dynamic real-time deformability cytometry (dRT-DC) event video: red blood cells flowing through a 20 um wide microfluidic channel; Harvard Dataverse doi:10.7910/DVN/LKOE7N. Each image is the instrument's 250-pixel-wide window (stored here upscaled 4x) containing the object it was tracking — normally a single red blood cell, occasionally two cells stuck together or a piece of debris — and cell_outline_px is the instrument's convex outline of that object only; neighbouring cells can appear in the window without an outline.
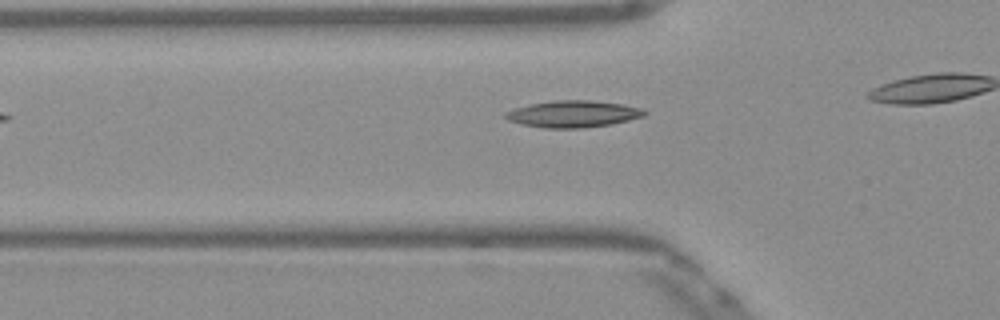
{"species": "Egyptian fruit bat (a non-hibernating species)", "species_latin": "Rousettus aegyptiacus", "temperature_condition": "warm", "stored_images_in_passage": 27, "camera_frame_rate_fps": 3000, "um_per_image_px": 0.085, "frame": {"image": 1, "passage_image": 3, "time_ms": 0.667, "image_size_px": [1000, 320], "cell_outline_px": [[648, 112], [644, 116], [612, 124], [580, 128], [544, 128], [520, 124], [508, 120], [504, 116], [504, 112], [528, 104], [556, 100], [592, 100], [620, 104], [644, 108]], "centroid_in_image_um": [48.71, 9.68], "position_along_channel_um": 77.1, "area_um2": 21.73}}
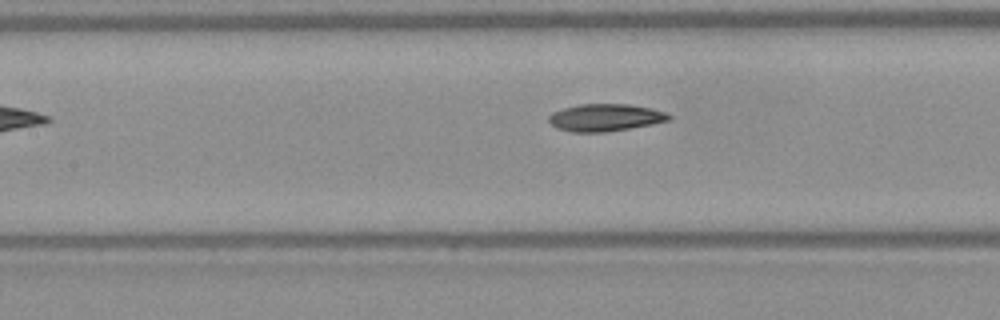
{"frame": {"image": 2, "passage_image": 9, "time_ms": 2.667, "image_size_px": [1000, 320], "cell_outline_px": [[672, 116], [668, 120], [652, 124], [604, 132], [568, 132], [556, 128], [548, 120], [548, 116], [552, 112], [564, 108], [580, 104], [628, 104], [652, 108], [664, 112]], "centroid_in_image_um": [51.4, 9.99], "position_along_channel_um": 156.0, "area_um2": 19.02}}
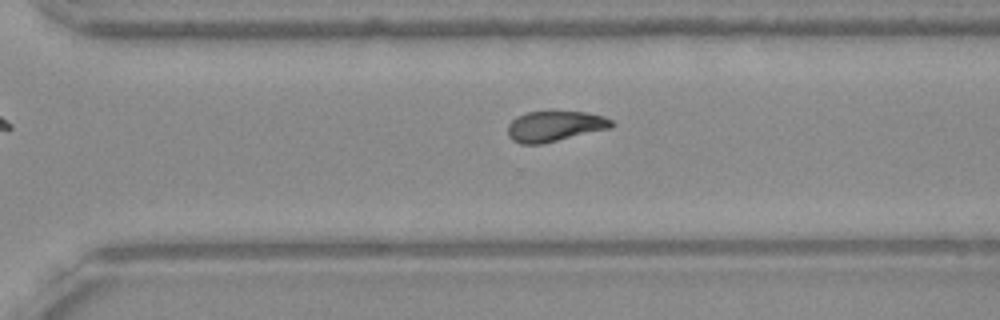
{"frame": {"image": 3, "passage_image": 22, "time_ms": 7.0, "image_size_px": [1000, 320], "cell_outline_px": [[616, 124], [612, 128], [540, 144], [520, 144], [512, 140], [508, 136], [508, 124], [516, 116], [528, 112], [584, 112], [604, 116], [612, 120]], "centroid_in_image_um": [47.16, 10.73], "position_along_channel_um": 323.4, "area_um2": 18.44}}